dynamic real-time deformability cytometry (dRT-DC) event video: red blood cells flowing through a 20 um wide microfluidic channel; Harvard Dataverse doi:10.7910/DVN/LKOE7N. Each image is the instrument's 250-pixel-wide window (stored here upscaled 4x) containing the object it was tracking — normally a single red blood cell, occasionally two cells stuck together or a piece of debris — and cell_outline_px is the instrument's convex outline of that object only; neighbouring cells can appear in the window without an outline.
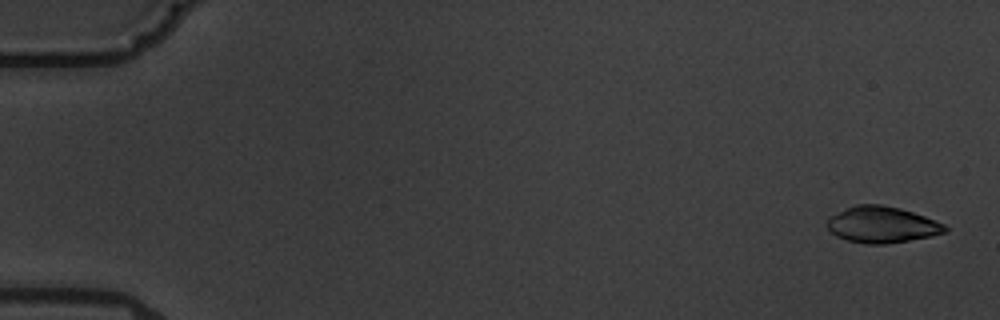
{"species": "common noctule bat (a hibernating species)", "species_latin": "Nyctalus noctula", "temperature_condition": "warm", "stored_images_in_passage": 8, "camera_frame_rate_fps": 3000, "um_per_image_px": 0.085, "animal": {"sex": "male", "body_mass_g": 19.5, "forearm_length_mm": 54.6}, "frame": {"image": 1, "passage_image": 1, "time_ms": 0.0, "image_size_px": [1000, 320], "cell_outline_px": [[948, 228], [944, 232], [932, 236], [884, 244], [868, 244], [848, 240], [836, 236], [824, 224], [832, 216], [856, 204], [880, 204], [900, 208], [924, 216], [944, 224]], "centroid_in_image_um": [74.96, 19.1], "position_along_channel_um": 10.0, "area_um2": 24.57}}
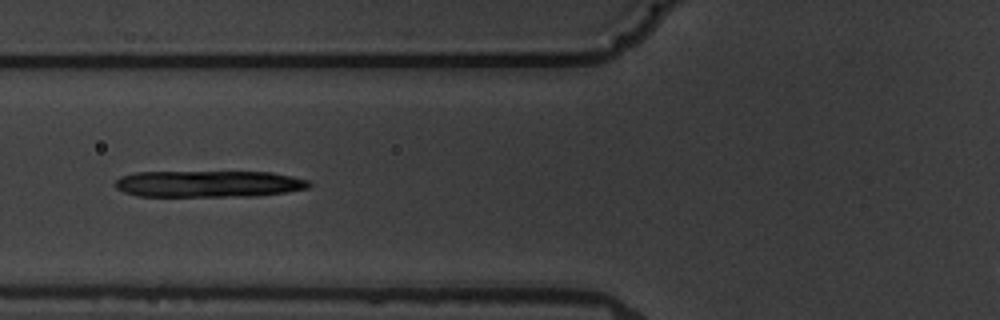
{"frame": {"image": 2, "passage_image": 7, "time_ms": 7.0, "image_size_px": [1000, 320], "cell_outline_px": [[312, 184], [308, 188], [284, 192], [252, 196], [140, 196], [124, 192], [116, 188], [116, 180], [120, 176], [136, 172], [272, 172], [292, 176], [308, 180]], "centroid_in_image_um": [17.73, 15.62], "position_along_channel_um": 108.1, "area_um2": 29.94}}
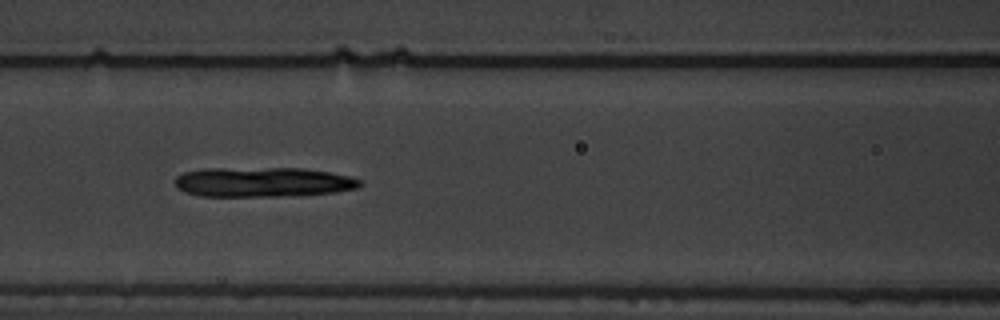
{"frame": {"image": 3, "passage_image": 8, "time_ms": 8.0, "image_size_px": [1000, 320], "cell_outline_px": [[364, 184], [356, 188], [336, 192], [276, 196], [200, 196], [184, 192], [176, 188], [176, 176], [184, 172], [204, 168], [304, 168], [328, 172], [348, 176], [360, 180]], "centroid_in_image_um": [22.31, 15.47], "position_along_channel_um": 144.3, "area_um2": 32.02}}